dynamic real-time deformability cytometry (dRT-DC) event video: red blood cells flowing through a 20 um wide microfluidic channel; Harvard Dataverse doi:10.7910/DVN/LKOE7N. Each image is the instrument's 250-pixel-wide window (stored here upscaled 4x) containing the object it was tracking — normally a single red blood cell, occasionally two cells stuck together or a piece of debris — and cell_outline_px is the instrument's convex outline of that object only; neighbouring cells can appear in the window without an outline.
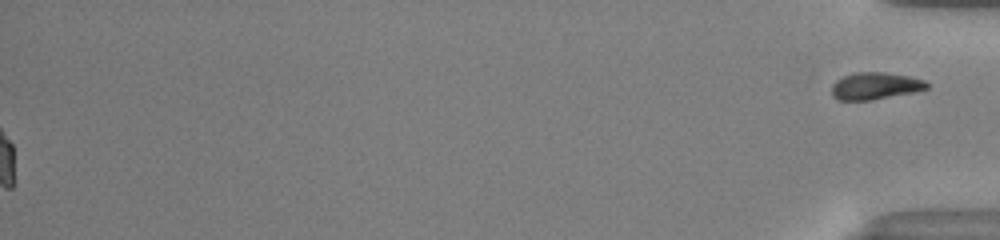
{"species": "common noctule bat (a hibernating species)", "species_latin": "Nyctalus noctula", "temperature_condition": "warm", "stored_images_in_passage": 43, "segment_of_instrument_passage": [2, 2], "camera_frame_rate_fps": 3000, "um_per_image_px": 0.085, "animal": {"sex": "male", "body_mass_g": 13.0, "forearm_length_mm": 53.1}, "frame": {"image": 1, "passage_image": 43, "time_ms": 14.0, "image_size_px": [1000, 240], "cell_outline_px": [[928, 88], [916, 92], [872, 100], [836, 100], [832, 96], [832, 84], [836, 80], [852, 72], [884, 72], [908, 76], [924, 80], [928, 84]], "centroid_in_image_um": [74.37, 7.31], "position_along_channel_um": 360.8, "area_um2": 15.14}}